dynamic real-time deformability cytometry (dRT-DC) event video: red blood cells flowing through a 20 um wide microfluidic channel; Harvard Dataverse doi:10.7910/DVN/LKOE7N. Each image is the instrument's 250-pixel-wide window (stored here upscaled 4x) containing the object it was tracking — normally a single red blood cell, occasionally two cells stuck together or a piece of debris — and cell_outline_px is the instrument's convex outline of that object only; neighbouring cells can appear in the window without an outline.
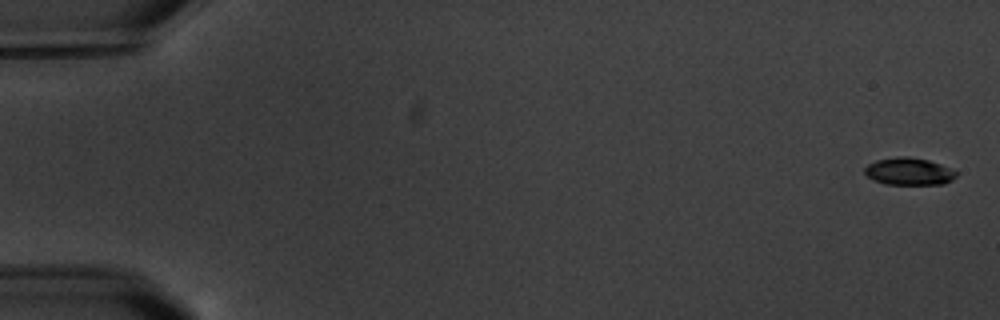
{"species": "common noctule bat (a hibernating species)", "species_latin": "Nyctalus noctula", "temperature_condition": "warm", "stored_images_in_passage": 5, "camera_frame_rate_fps": 3000, "um_per_image_px": 0.085, "animal": {"sex": "male", "body_mass_g": 20.1, "forearm_length_mm": 53.5}, "frame": {"image": 1, "passage_image": 1, "time_ms": 0.0, "image_size_px": [1000, 320], "cell_outline_px": [[956, 176], [952, 180], [944, 184], [884, 184], [868, 176], [864, 172], [864, 168], [868, 164], [876, 160], [896, 156], [908, 156], [928, 160], [940, 164], [956, 172]], "centroid_in_image_um": [77.24, 14.56], "position_along_channel_um": 7.8, "area_um2": 14.45}}
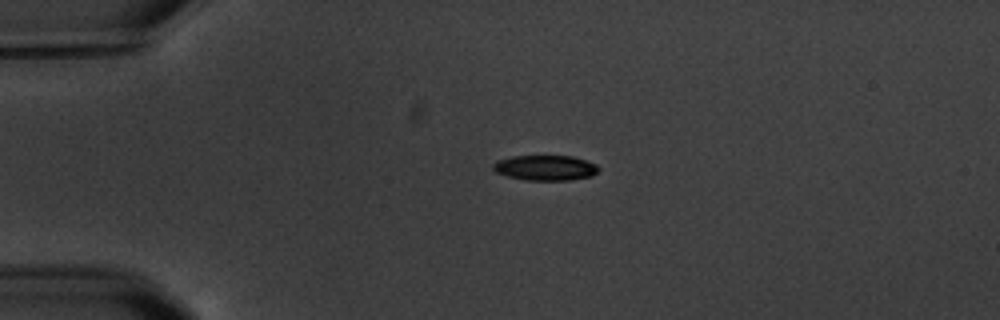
{"frame": {"image": 2, "passage_image": 4, "time_ms": 4.333, "image_size_px": [1000, 320], "cell_outline_px": [[600, 168], [592, 176], [568, 180], [528, 180], [508, 176], [496, 172], [492, 168], [492, 164], [496, 160], [512, 156], [572, 156], [596, 164]], "centroid_in_image_um": [46.33, 14.26], "position_along_channel_um": 38.7, "area_um2": 15.43}}